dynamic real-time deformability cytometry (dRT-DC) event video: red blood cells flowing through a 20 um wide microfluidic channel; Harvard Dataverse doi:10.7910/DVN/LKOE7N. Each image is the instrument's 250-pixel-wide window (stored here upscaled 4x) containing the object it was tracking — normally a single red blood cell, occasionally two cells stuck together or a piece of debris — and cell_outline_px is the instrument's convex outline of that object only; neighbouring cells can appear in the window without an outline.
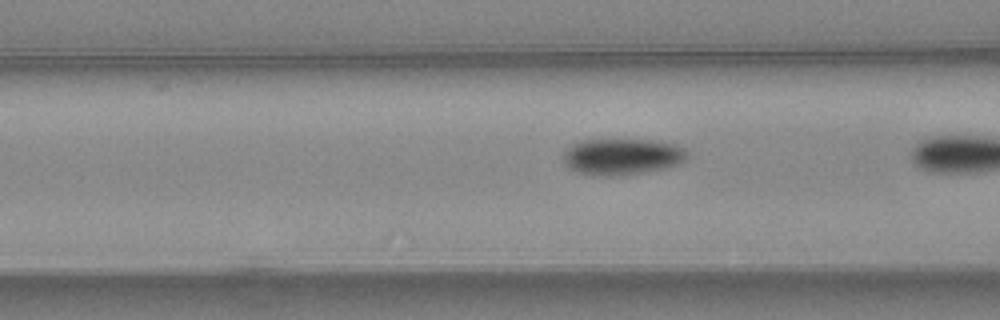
{"species": "common noctule bat (a hibernating species)", "species_latin": "Nyctalus noctula", "temperature_condition": "warm", "stored_images_in_passage": 23, "camera_frame_rate_fps": 3000, "um_per_image_px": 0.085, "animal": {"sex": "female", "body_mass_g": 24.6, "forearm_length_mm": 56.2}, "frame": {"image": 1, "passage_image": 18, "time_ms": 5.667, "image_size_px": [1000, 320], "cell_outline_px": [[688, 156], [684, 160], [676, 164], [664, 168], [640, 172], [608, 176], [592, 176], [576, 172], [568, 168], [564, 164], [564, 152], [572, 144], [580, 140], [652, 140], [672, 144], [684, 148], [688, 152]], "centroid_in_image_um": [52.82, 13.31], "position_along_channel_um": 113.8, "area_um2": 26.01}}